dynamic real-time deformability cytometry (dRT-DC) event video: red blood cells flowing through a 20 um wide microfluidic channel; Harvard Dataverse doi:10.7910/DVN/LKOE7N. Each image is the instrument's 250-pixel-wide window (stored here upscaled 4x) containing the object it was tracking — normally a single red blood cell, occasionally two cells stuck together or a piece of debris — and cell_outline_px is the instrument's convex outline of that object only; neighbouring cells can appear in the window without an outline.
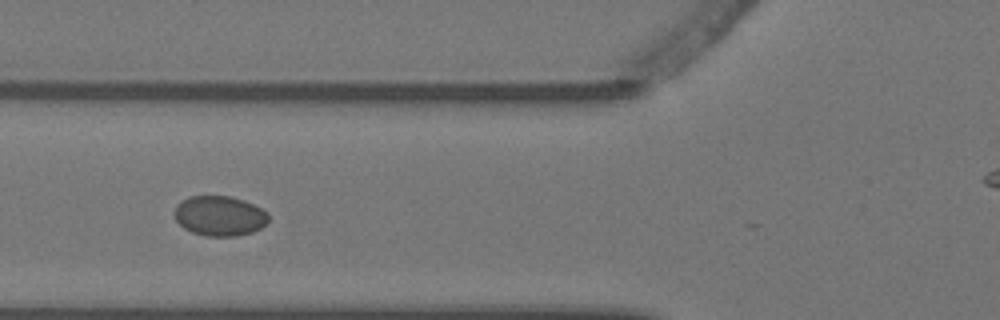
{"species": "Egyptian fruit bat (a non-hibernating species)", "species_latin": "Rousettus aegyptiacus", "temperature_condition": "warm", "stored_images_in_passage": 6, "camera_frame_rate_fps": 3000, "um_per_image_px": 0.085, "animal": {"sex": "female"}, "frame": {"image": 1, "passage_image": 4, "time_ms": 1.0, "image_size_px": [1000, 320], "cell_outline_px": [[268, 220], [260, 228], [252, 232], [236, 236], [204, 236], [192, 232], [184, 228], [172, 216], [172, 212], [176, 204], [188, 196], [228, 196], [244, 200], [268, 212]], "centroid_in_image_um": [18.61, 18.34], "position_along_channel_um": 107.2, "area_um2": 22.08}}
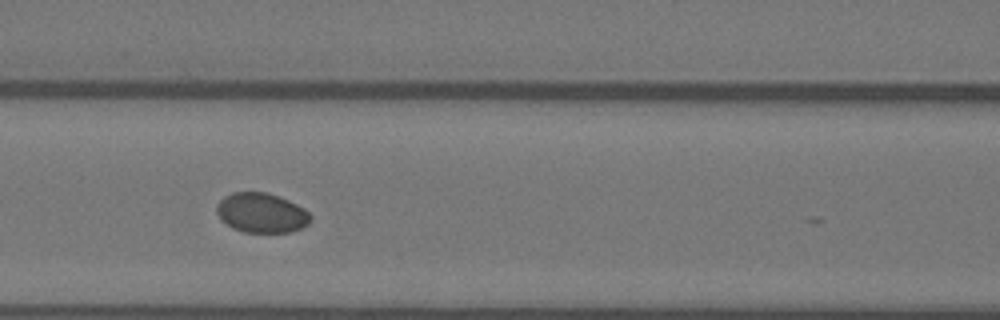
{"frame": {"image": 2, "passage_image": 5, "time_ms": 1.333, "image_size_px": [1000, 320], "cell_outline_px": [[312, 220], [308, 224], [300, 228], [288, 232], [244, 232], [232, 228], [220, 220], [216, 212], [216, 204], [224, 196], [232, 192], [268, 192], [280, 196], [304, 208], [312, 216]], "centroid_in_image_um": [22.21, 18.08], "position_along_channel_um": 144.4, "area_um2": 21.96}}